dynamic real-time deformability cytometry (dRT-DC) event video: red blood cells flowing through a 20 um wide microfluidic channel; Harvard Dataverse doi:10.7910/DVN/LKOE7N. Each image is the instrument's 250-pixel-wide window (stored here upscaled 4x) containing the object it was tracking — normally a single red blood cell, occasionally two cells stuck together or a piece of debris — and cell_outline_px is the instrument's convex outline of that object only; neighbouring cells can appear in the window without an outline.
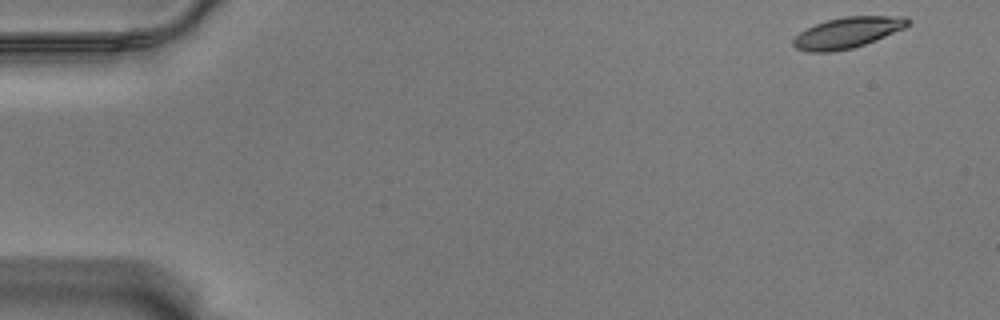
{"species": "Egyptian fruit bat (a non-hibernating species)", "species_latin": "Rousettus aegyptiacus", "temperature_condition": "warm", "stored_images_in_passage": 56, "camera_frame_rate_fps": 3000, "um_per_image_px": 0.085, "animal": {"sex": "male"}, "frame": {"image": 1, "passage_image": 1, "time_ms": 0.0, "image_size_px": [1000, 320], "cell_outline_px": [[912, 20], [904, 28], [876, 40], [852, 48], [832, 52], [808, 52], [796, 48], [792, 44], [792, 40], [800, 32], [816, 24], [828, 20], [844, 16], [908, 16]], "centroid_in_image_um": [72.05, 2.77], "position_along_channel_um": 12.9, "area_um2": 20.58}}
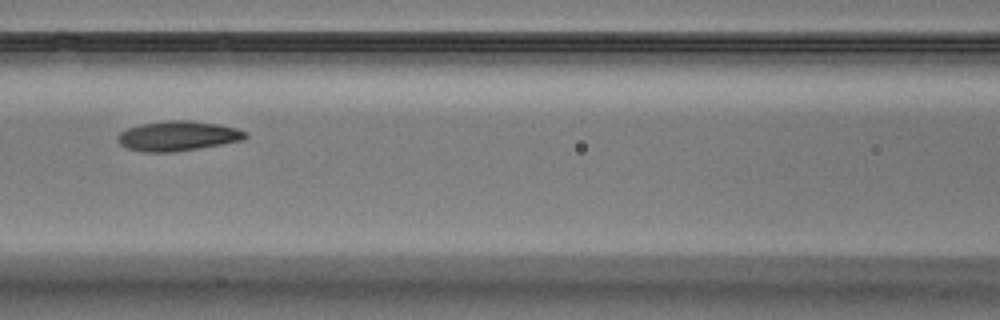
{"frame": {"image": 2, "passage_image": 24, "time_ms": 7.667, "image_size_px": [1000, 320], "cell_outline_px": [[248, 136], [244, 140], [176, 152], [144, 152], [128, 148], [120, 144], [116, 140], [116, 136], [120, 132], [128, 128], [140, 124], [168, 120], [188, 120], [216, 124], [236, 128], [248, 132]], "centroid_in_image_um": [15.11, 11.56], "position_along_channel_um": 151.5, "area_um2": 22.25}}
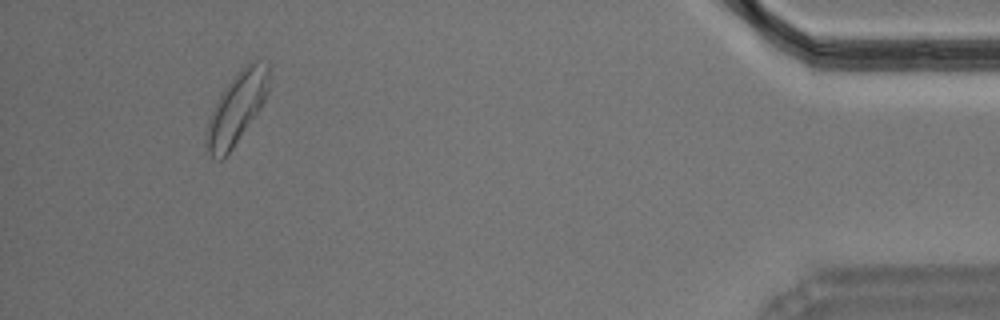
{"frame": {"image": 3, "passage_image": 52, "time_ms": 17.0, "image_size_px": [1000, 320], "cell_outline_px": [[268, 92], [260, 108], [224, 160], [216, 160], [204, 152], [204, 132], [208, 120], [224, 88], [240, 68], [252, 60], [268, 60]], "centroid_in_image_um": [20.07, 9.23], "position_along_channel_um": 415.1, "area_um2": 26.24}, "authors_computed_cell_mechanics": {"area_um2": 21.6461, "velocity_mm_per_s": 3.4887, "shape_relaxation_time_tau1_ms": 3.0999, "shape_relaxation_time_tau2_ms": 7.4242, "deformation_change_tau1": 0.1048, "deformation_change_tau2": 0.1511}}